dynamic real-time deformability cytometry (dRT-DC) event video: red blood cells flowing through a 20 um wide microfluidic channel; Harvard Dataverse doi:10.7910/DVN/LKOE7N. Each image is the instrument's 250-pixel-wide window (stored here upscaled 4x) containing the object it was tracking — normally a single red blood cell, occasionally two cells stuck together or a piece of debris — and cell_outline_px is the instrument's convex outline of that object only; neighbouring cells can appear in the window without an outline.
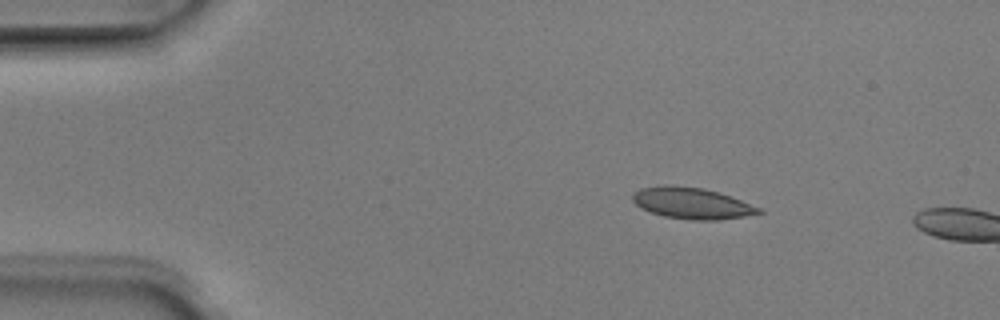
{"species": "Egyptian fruit bat (a non-hibernating species)", "species_latin": "Rousettus aegyptiacus", "temperature_condition": "room temperature", "stored_images_in_passage": 2, "camera_frame_rate_fps": 3000, "um_per_image_px": 0.085, "animal": {"sex": "male"}, "frame": {"image": 1, "passage_image": 1, "time_ms": 0.0, "image_size_px": [1000, 320], "cell_outline_px": [[764, 212], [744, 216], [720, 220], [692, 220], [664, 216], [640, 208], [632, 200], [632, 196], [640, 188], [664, 184], [668, 184], [704, 188], [720, 192], [760, 208]], "centroid_in_image_um": [58.79, 17.26], "position_along_channel_um": 26.2, "area_um2": 23.0}}